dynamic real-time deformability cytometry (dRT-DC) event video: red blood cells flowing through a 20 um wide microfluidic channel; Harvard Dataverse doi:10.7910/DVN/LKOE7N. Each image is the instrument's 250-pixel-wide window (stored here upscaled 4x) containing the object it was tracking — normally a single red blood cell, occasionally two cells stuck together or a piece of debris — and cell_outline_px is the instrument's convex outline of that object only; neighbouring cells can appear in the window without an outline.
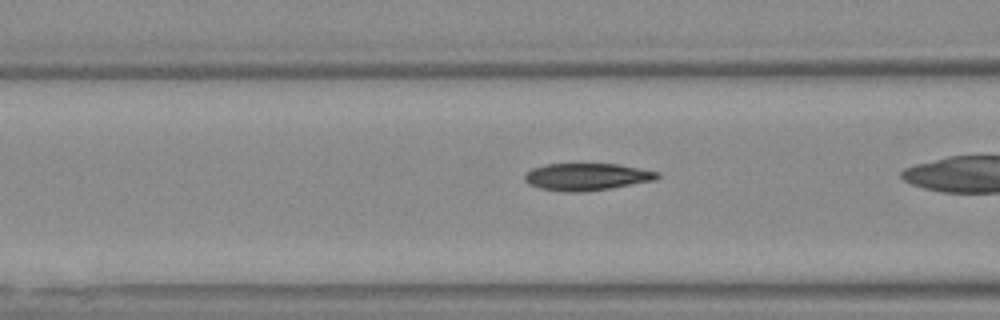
{"species": "Egyptian fruit bat (a non-hibernating species)", "species_latin": "Rousettus aegyptiacus", "temperature_condition": "warm", "stored_images_in_passage": 36, "camera_frame_rate_fps": 3000, "um_per_image_px": 0.085, "animal": {"sex": "female"}, "frame": {"image": 1, "passage_image": 16, "time_ms": 5.0, "image_size_px": [1000, 320], "cell_outline_px": [[660, 176], [656, 180], [608, 188], [576, 192], [568, 192], [540, 188], [528, 184], [524, 180], [524, 176], [532, 168], [544, 164], [616, 164], [660, 172]], "centroid_in_image_um": [49.86, 15.02], "position_along_channel_um": 116.7, "area_um2": 20.75}}
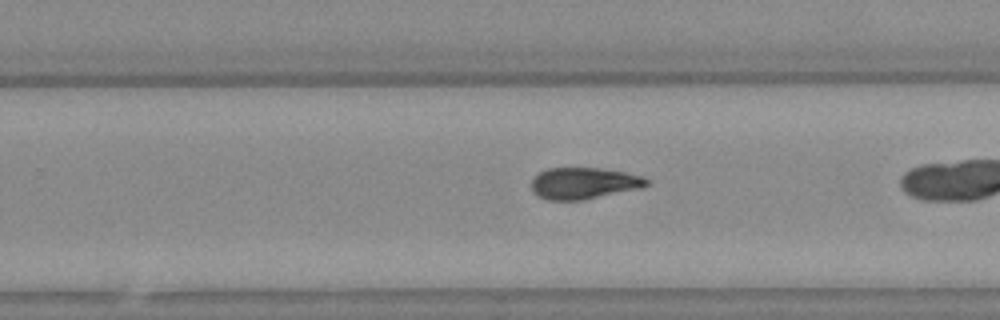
{"frame": {"image": 2, "passage_image": 29, "time_ms": 9.333, "image_size_px": [1000, 320], "cell_outline_px": [[648, 184], [640, 188], [584, 200], [548, 200], [532, 192], [532, 180], [540, 172], [548, 168], [600, 168], [624, 172], [640, 176], [648, 180]], "centroid_in_image_um": [49.6, 15.58], "position_along_channel_um": 280.2, "area_um2": 20.92}}